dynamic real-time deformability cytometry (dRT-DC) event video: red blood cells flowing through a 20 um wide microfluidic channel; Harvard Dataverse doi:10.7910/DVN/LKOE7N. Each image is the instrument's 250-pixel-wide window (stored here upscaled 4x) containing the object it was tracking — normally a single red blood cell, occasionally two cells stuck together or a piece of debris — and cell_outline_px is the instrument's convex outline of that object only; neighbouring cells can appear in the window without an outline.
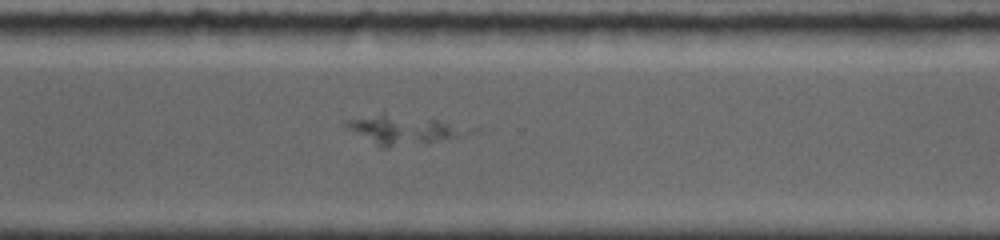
{"species": "common noctule bat (a hibernating species)", "species_latin": "Nyctalus noctula", "temperature_condition": "room temperature", "stored_images_in_passage": 17, "camera_frame_rate_fps": 5000, "um_per_image_px": 0.085, "animal": {"sex": "female", "body_mass_g": 19.0, "forearm_length_mm": 56.7}, "frame": {"image": 1, "passage_image": 17, "time_ms": 7.4, "image_size_px": [1000, 240], "cell_outline_px": [[480, 128], [476, 132], [464, 136], [388, 148], [380, 148], [348, 128], [344, 124], [344, 120], [384, 108]], "centroid_in_image_um": [34.34, 10.92], "position_along_channel_um": 336.3, "area_um2": 22.66}}